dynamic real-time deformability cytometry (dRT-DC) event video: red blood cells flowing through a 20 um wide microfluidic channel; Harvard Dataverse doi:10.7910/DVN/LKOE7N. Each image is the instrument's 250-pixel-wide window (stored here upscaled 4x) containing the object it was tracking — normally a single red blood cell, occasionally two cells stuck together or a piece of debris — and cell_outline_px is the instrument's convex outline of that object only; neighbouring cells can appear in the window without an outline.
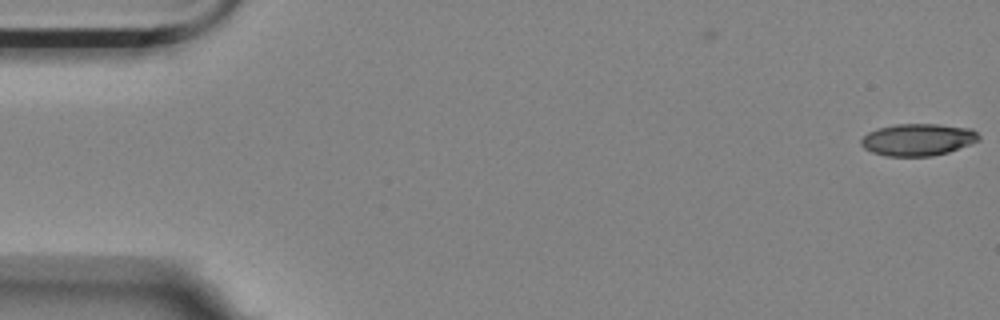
{"species": "Egyptian fruit bat (a non-hibernating species)", "species_latin": "Rousettus aegyptiacus", "temperature_condition": "room temperature", "stored_images_in_passage": 3, "camera_frame_rate_fps": 3000, "um_per_image_px": 0.085, "animal": {"sex": "female"}, "frame": {"image": 1, "passage_image": 3, "time_ms": 0.667, "image_size_px": [1000, 320], "cell_outline_px": [[980, 140], [948, 152], [932, 156], [884, 156], [872, 152], [864, 148], [860, 144], [860, 140], [868, 132], [876, 128], [896, 124], [936, 124], [972, 128], [980, 136]], "centroid_in_image_um": [78.0, 11.86], "position_along_channel_um": 7.0, "area_um2": 22.08}}